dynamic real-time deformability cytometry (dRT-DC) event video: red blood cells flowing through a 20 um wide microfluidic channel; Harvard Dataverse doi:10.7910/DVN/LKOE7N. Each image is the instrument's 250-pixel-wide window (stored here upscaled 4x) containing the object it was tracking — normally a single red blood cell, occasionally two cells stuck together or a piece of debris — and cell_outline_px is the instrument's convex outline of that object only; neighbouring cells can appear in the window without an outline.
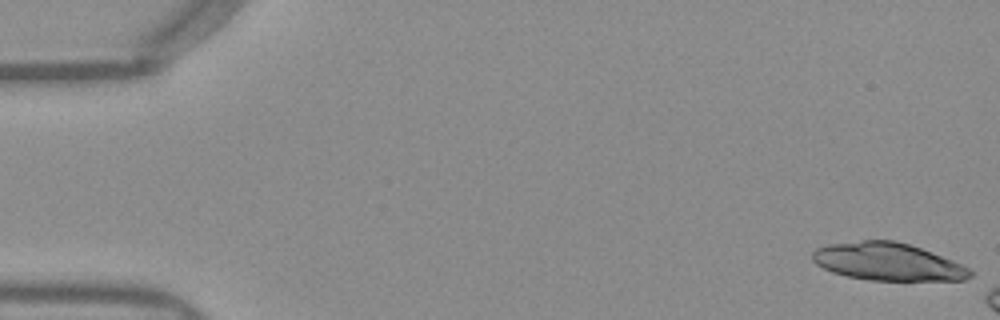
{"species": "Egyptian fruit bat (a non-hibernating species)", "species_latin": "Rousettus aegyptiacus", "temperature_condition": "warm", "stored_images_in_passage": 9, "camera_frame_rate_fps": 3000, "um_per_image_px": 0.085, "frame": {"image": 1, "passage_image": 1, "time_ms": 0.0, "image_size_px": [1000, 320], "cell_outline_px": [[972, 276], [964, 280], [868, 280], [848, 276], [832, 272], [816, 264], [812, 260], [812, 252], [816, 248], [828, 244], [860, 240], [896, 240], [932, 252], [952, 260], [968, 268], [972, 272]], "centroid_in_image_um": [75.43, 22.24], "position_along_channel_um": 9.6, "area_um2": 34.45}}